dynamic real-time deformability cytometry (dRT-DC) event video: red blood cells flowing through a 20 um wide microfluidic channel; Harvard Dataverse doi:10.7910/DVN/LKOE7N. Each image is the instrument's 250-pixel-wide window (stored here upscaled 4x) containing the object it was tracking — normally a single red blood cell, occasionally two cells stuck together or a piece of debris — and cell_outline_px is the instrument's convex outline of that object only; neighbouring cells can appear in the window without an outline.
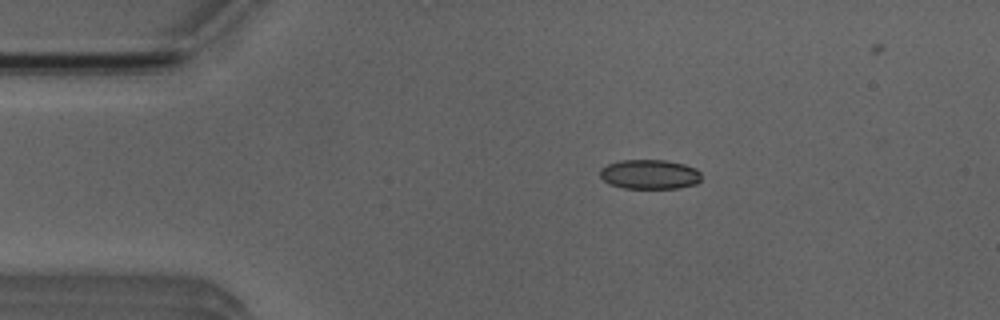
{"species": "Egyptian fruit bat (a non-hibernating species)", "species_latin": "Rousettus aegyptiacus", "temperature_condition": "room temperature", "stored_images_in_passage": 5, "camera_frame_rate_fps": 3000, "um_per_image_px": 0.085, "animal": {"sex": "male"}, "frame": {"image": 1, "passage_image": 1, "time_ms": 0.0, "image_size_px": [1000, 320], "cell_outline_px": [[700, 180], [696, 184], [680, 188], [624, 188], [608, 184], [600, 176], [600, 168], [608, 164], [620, 160], [664, 160], [684, 164], [696, 168], [700, 172]], "centroid_in_image_um": [55.21, 14.82], "position_along_channel_um": 29.8, "area_um2": 17.51}}
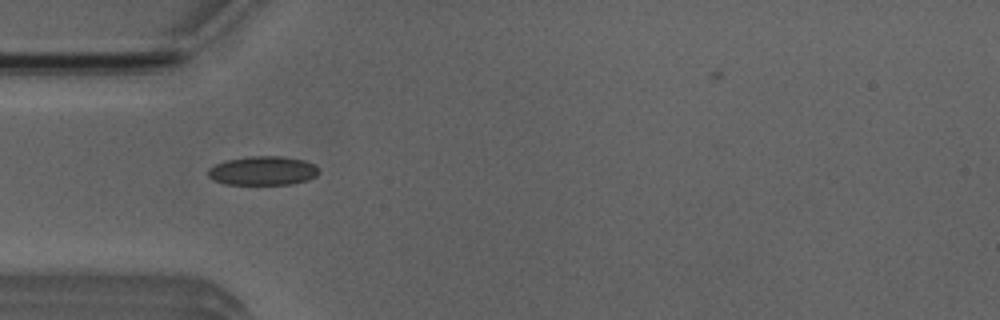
{"frame": {"image": 2, "passage_image": 3, "time_ms": 2.0, "image_size_px": [1000, 320], "cell_outline_px": [[320, 172], [316, 176], [308, 180], [292, 184], [224, 184], [212, 180], [208, 176], [208, 168], [216, 164], [228, 160], [248, 156], [284, 156], [304, 160], [312, 164]], "centroid_in_image_um": [22.33, 14.51], "position_along_channel_um": 62.7, "area_um2": 18.73}}